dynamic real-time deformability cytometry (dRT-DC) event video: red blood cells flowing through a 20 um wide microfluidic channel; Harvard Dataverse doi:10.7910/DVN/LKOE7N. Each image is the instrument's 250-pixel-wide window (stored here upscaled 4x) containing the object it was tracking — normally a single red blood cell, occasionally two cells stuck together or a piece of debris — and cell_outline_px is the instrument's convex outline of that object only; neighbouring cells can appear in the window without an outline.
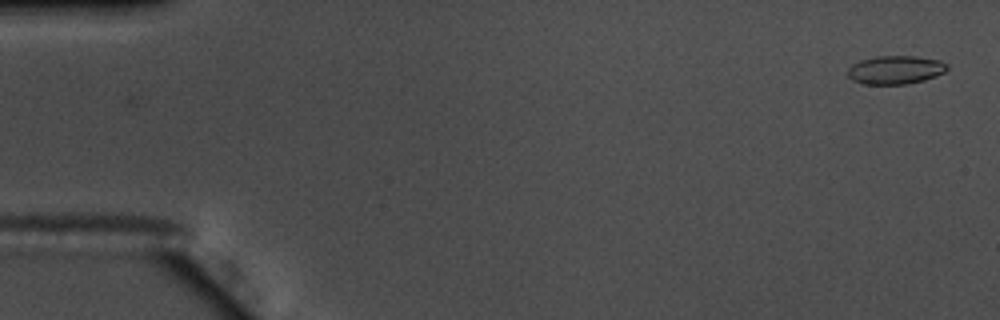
{"species": "common noctule bat (a hibernating species)", "species_latin": "Nyctalus noctula", "temperature_condition": "warm", "stored_images_in_passage": 51, "camera_frame_rate_fps": 3000, "um_per_image_px": 0.085, "animal": {"sex": "male", "body_mass_g": 17.5, "forearm_length_mm": 52.3}, "frame": {"image": 1, "passage_image": 2, "time_ms": 0.333, "image_size_px": [1000, 320], "cell_outline_px": [[948, 68], [944, 72], [936, 76], [924, 80], [908, 84], [864, 84], [852, 80], [848, 76], [848, 68], [852, 64], [860, 60], [876, 56], [916, 56], [940, 60], [948, 64]], "centroid_in_image_um": [76.12, 5.93], "position_along_channel_um": 8.9, "area_um2": 16.59}}
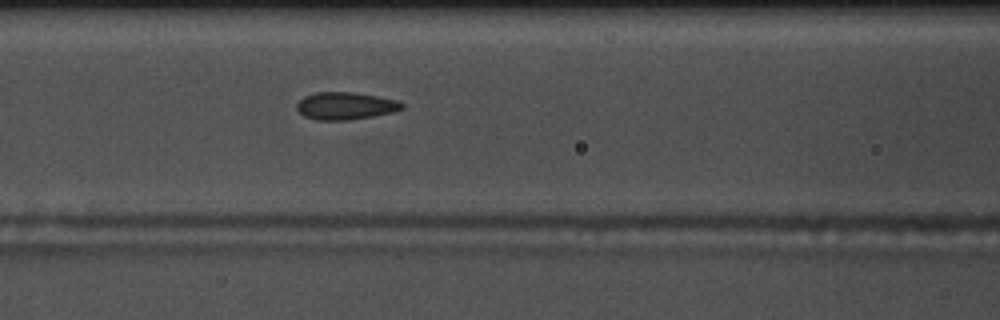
{"frame": {"image": 2, "passage_image": 24, "time_ms": 7.667, "image_size_px": [1000, 320], "cell_outline_px": [[404, 108], [392, 112], [372, 116], [348, 120], [316, 120], [304, 116], [296, 108], [296, 104], [304, 96], [316, 92], [352, 92], [376, 96], [396, 100], [404, 104]], "centroid_in_image_um": [29.33, 9.0], "position_along_channel_um": 137.3, "area_um2": 16.7}}
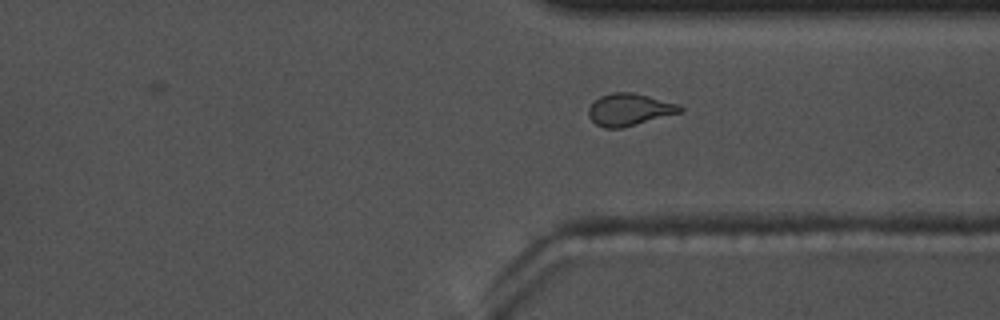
{"frame": {"image": 3, "passage_image": 42, "time_ms": 13.667, "image_size_px": [1000, 320], "cell_outline_px": [[684, 112], [620, 128], [604, 128], [596, 124], [588, 116], [588, 108], [600, 96], [612, 92], [632, 92], [680, 104], [684, 108]], "centroid_in_image_um": [53.53, 9.31], "position_along_channel_um": 357.9, "area_um2": 17.17}, "authors_computed_cell_mechanics": {"area_um2": 16.473, "velocity_mm_per_s": 3.6772, "shape_relaxation_time_tau1_ms": null, "shape_relaxation_time_tau2_ms": 0.9005, "deformation_change_tau1": null, "deformation_change_tau2": 0.0763}}